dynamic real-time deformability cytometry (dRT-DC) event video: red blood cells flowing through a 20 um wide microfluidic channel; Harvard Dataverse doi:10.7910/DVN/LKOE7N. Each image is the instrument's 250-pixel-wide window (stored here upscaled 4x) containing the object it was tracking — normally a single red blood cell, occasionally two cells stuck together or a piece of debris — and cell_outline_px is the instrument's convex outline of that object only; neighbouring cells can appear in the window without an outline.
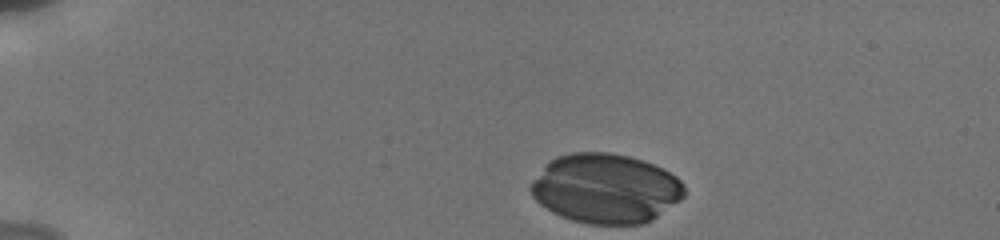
{"species": "human", "species_latin": "Homo sapiens", "temperature_condition": "cold", "stored_images_in_passage": 23, "camera_frame_rate_fps": 3000, "um_per_image_px": 0.085, "donor": {"sex": "male"}, "frame": {"image": 1, "passage_image": 1, "time_ms": 0.0, "image_size_px": [1000, 240], "cell_outline_px": [[684, 196], [680, 200], [652, 220], [644, 224], [588, 224], [572, 220], [560, 216], [552, 212], [540, 204], [532, 196], [532, 180], [544, 164], [548, 160], [556, 156], [568, 152], [608, 152], [628, 156], [644, 160], [676, 176], [684, 184]], "centroid_in_image_um": [51.46, 16.01], "position_along_channel_um": 33.5, "area_um2": 62.42}}